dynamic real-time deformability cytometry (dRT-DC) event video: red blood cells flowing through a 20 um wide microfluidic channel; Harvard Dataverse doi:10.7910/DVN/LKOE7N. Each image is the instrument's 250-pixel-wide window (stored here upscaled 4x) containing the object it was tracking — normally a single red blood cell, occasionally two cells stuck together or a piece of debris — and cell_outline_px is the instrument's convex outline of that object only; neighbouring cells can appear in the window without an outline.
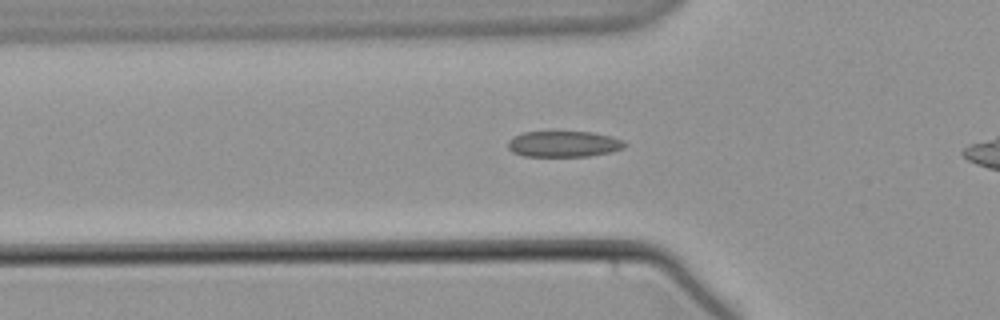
{"species": "common noctule bat (a hibernating species)", "species_latin": "Nyctalus noctula", "temperature_condition": "warm", "stored_images_in_passage": 42, "camera_frame_rate_fps": 3000, "um_per_image_px": 0.085, "animal": {"sex": "male", "body_mass_g": 21.5, "forearm_length_mm": 52.0}, "frame": {"image": 1, "passage_image": 12, "time_ms": 3.667, "image_size_px": [1000, 320], "cell_outline_px": [[628, 144], [624, 148], [612, 152], [588, 156], [524, 156], [512, 152], [508, 148], [508, 140], [512, 136], [524, 132], [592, 132], [612, 136], [624, 140]], "centroid_in_image_um": [47.94, 12.24], "position_along_channel_um": 77.9, "area_um2": 17.86}}
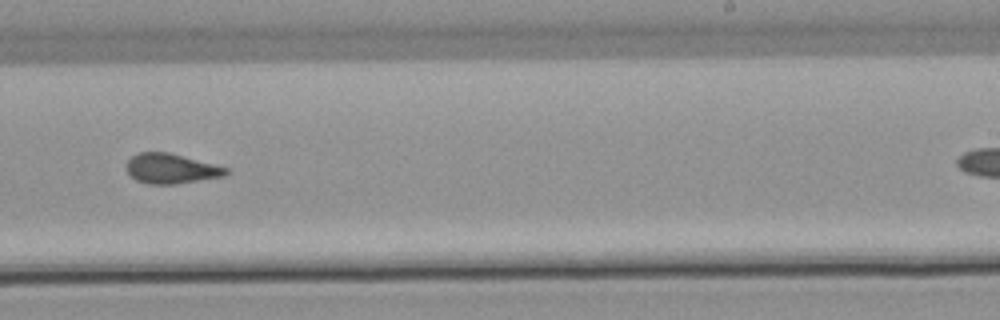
{"frame": {"image": 2, "passage_image": 28, "time_ms": 9.0, "image_size_px": [1000, 320], "cell_outline_px": [[228, 172], [224, 176], [176, 184], [148, 184], [136, 180], [124, 168], [128, 160], [132, 156], [140, 152], [168, 152], [228, 168]], "centroid_in_image_um": [14.5, 14.33], "position_along_channel_um": 274.5, "area_um2": 17.22}}
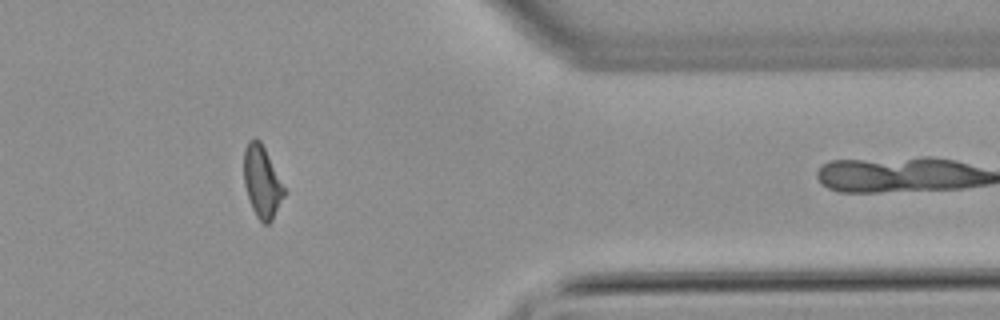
{"frame": {"image": 3, "passage_image": 39, "time_ms": 12.667, "image_size_px": [1000, 320], "cell_outline_px": [[284, 196], [272, 220], [268, 224], [264, 224], [256, 216], [252, 208], [244, 184], [244, 148], [248, 140], [260, 140], [284, 188]], "centroid_in_image_um": [22.24, 15.47], "position_along_channel_um": 389.2, "area_um2": 16.36}}